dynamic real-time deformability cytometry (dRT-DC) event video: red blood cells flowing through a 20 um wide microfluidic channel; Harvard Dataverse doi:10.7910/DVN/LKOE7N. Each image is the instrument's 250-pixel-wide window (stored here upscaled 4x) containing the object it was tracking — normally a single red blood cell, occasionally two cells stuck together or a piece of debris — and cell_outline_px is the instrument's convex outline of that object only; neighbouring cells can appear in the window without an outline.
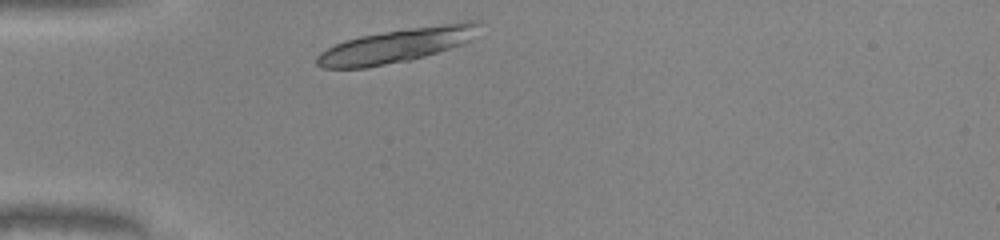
{"species": "common noctule bat (a hibernating species)", "species_latin": "Nyctalus noctula", "temperature_condition": "warm", "stored_images_in_passage": 27, "camera_frame_rate_fps": 3000, "um_per_image_px": 0.085, "animal": {"sex": "male", "body_mass_g": 20.0, "forearm_length_mm": 53.3}, "frame": {"image": 1, "passage_image": 1, "time_ms": 0.0, "image_size_px": [1000, 240], "cell_outline_px": [[480, 24], [468, 40], [460, 44], [424, 56], [408, 60], [364, 68], [320, 68], [316, 64], [316, 56], [320, 52], [344, 40], [360, 36], [464, 20], [480, 20]], "centroid_in_image_um": [33.65, 3.86], "position_along_channel_um": 51.4, "area_um2": 31.5}}